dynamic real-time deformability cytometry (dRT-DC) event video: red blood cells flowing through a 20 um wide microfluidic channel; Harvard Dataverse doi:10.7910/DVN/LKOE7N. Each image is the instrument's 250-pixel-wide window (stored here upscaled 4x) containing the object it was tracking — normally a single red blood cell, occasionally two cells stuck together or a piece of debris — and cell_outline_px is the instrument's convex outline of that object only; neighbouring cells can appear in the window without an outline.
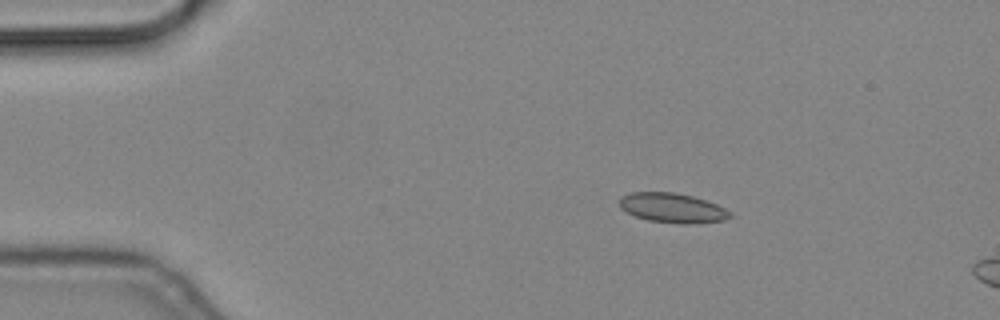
{"species": "common noctule bat (a hibernating species)", "species_latin": "Nyctalus noctula", "temperature_condition": "cold", "stored_images_in_passage": 7, "camera_frame_rate_fps": 3000, "um_per_image_px": 0.085, "animal": {"sex": "male", "body_mass_g": 19.2, "forearm_length_mm": 51.8}, "frame": {"image": 1, "passage_image": 1, "time_ms": 0.0, "image_size_px": [1000, 320], "cell_outline_px": [[732, 216], [724, 220], [692, 224], [680, 224], [648, 220], [636, 216], [620, 208], [620, 196], [632, 192], [676, 192], [692, 196], [716, 204], [732, 212]], "centroid_in_image_um": [57.16, 17.67], "position_along_channel_um": 27.8, "area_um2": 19.07}}